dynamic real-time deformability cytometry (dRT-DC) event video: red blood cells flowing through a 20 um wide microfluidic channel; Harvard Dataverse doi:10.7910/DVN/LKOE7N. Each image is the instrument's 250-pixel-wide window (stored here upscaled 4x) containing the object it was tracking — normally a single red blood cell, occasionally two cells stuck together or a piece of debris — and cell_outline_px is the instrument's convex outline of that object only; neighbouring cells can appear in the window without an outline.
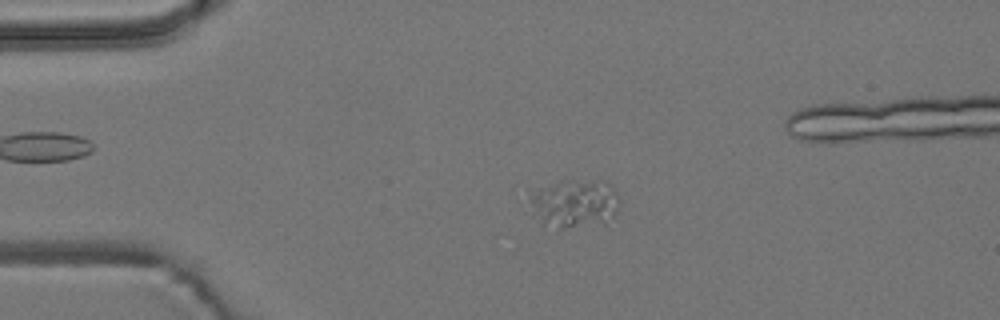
{"species": "common noctule bat (a hibernating species)", "species_latin": "Nyctalus noctula", "temperature_condition": "room temperature", "stored_images_in_passage": 57, "camera_frame_rate_fps": 3000, "um_per_image_px": 0.085, "animal": {"sex": "male", "body_mass_g": 19.2, "forearm_length_mm": 51.8}, "frame": {"image": 1, "passage_image": 12, "time_ms": 3.667, "image_size_px": [1000, 320], "cell_outline_px": [[620, 204], [616, 216], [604, 224], [560, 228], [544, 220], [532, 212], [516, 200], [512, 188], [568, 180], [608, 184], [616, 192], [620, 200]], "centroid_in_image_um": [48.48, 17.22], "position_along_channel_um": 36.5, "area_um2": 27.46}}
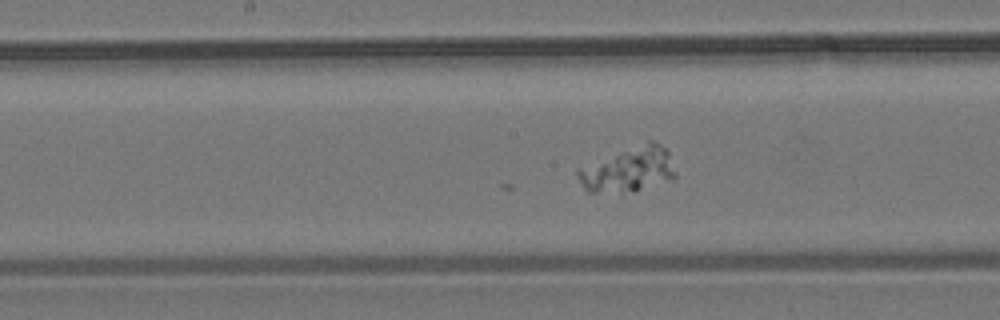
{"frame": {"image": 2, "passage_image": 28, "time_ms": 9.0, "image_size_px": [1000, 320], "cell_outline_px": [[676, 176], [640, 188], [596, 192], [588, 192], [584, 188], [576, 176], [576, 168], [648, 140], [652, 140], [660, 144], [668, 152]], "centroid_in_image_um": [53.35, 14.35], "position_along_channel_um": 194.8, "area_um2": 24.45}}
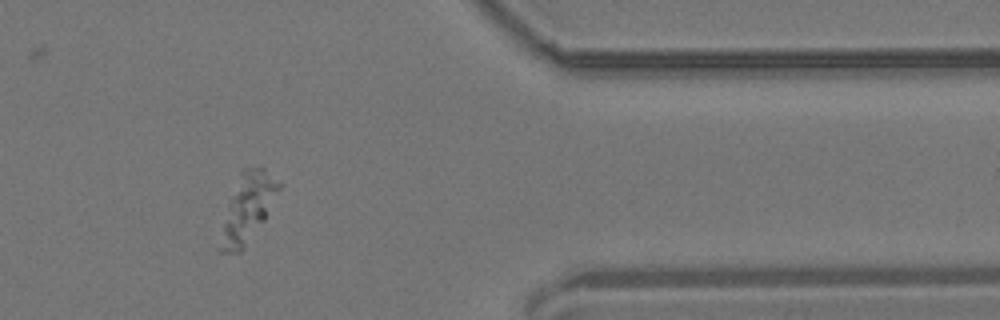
{"frame": {"image": 3, "passage_image": 46, "time_ms": 15.0, "image_size_px": [1000, 320], "cell_outline_px": [[284, 184], [264, 220], [244, 248], [240, 252], [220, 252], [216, 248], [228, 208], [240, 172], [244, 168], [264, 168]], "centroid_in_image_um": [21.08, 17.68], "position_along_channel_um": 390.3, "area_um2": 23.0}}